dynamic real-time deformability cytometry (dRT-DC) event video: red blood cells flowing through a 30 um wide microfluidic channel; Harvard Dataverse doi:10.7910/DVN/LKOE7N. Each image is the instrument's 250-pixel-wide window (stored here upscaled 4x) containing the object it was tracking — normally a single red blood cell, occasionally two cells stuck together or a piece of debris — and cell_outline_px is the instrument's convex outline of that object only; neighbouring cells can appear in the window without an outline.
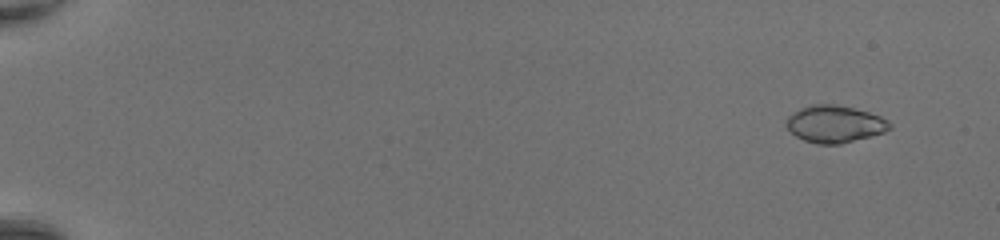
{"species": "common noctule bat (a hibernating species)", "species_latin": "Nyctalus noctula", "temperature_condition": "room temperature", "stored_images_in_passage": 49, "camera_frame_rate_fps": 3000, "um_per_image_px": 0.085, "animal": {"sex": "female", "body_mass_g": 20.0, "forearm_length_mm": 54.0}, "frame": {"image": 1, "passage_image": 4, "time_ms": 1.0, "image_size_px": [1000, 240], "cell_outline_px": [[892, 128], [884, 132], [840, 144], [816, 144], [804, 140], [796, 136], [784, 124], [788, 116], [792, 112], [800, 108], [812, 104], [836, 104], [868, 112], [880, 116], [888, 120], [892, 124]], "centroid_in_image_um": [70.93, 10.54], "position_along_channel_um": 14.1, "area_um2": 22.37}}
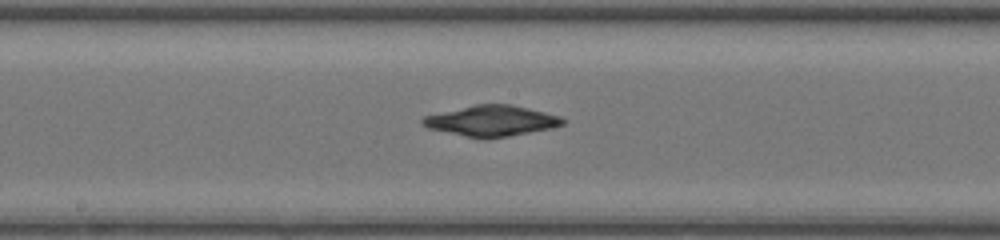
{"frame": {"image": 2, "passage_image": 29, "time_ms": 9.333, "image_size_px": [1000, 240], "cell_outline_px": [[568, 120], [564, 124], [552, 128], [508, 136], [484, 140], [428, 128], [420, 124], [420, 120], [424, 116], [476, 104], [512, 104], [560, 116]], "centroid_in_image_um": [41.79, 10.28], "position_along_channel_um": 206.4, "area_um2": 25.09}}
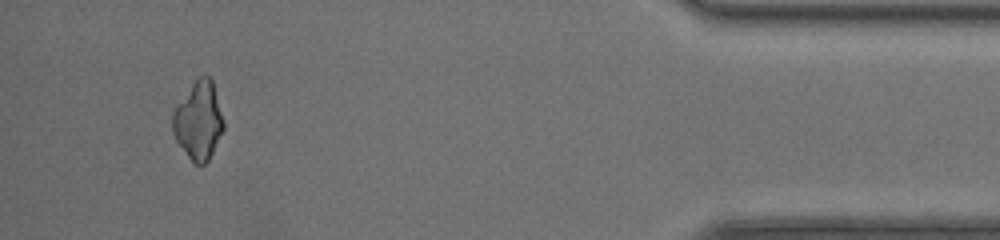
{"frame": {"image": 3, "passage_image": 47, "time_ms": 15.333, "image_size_px": [1000, 240], "cell_outline_px": [[224, 128], [208, 160], [204, 164], [196, 164], [188, 156], [176, 140], [172, 132], [172, 112], [176, 104], [192, 84], [204, 72], [212, 80], [224, 120]], "centroid_in_image_um": [16.86, 10.22], "position_along_channel_um": 418.3, "area_um2": 23.0}}